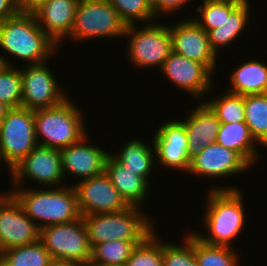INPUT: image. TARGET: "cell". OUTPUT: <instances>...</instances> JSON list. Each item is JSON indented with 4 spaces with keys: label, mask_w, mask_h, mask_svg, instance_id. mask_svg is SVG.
Wrapping results in <instances>:
<instances>
[{
    "label": "cell",
    "mask_w": 267,
    "mask_h": 266,
    "mask_svg": "<svg viewBox=\"0 0 267 266\" xmlns=\"http://www.w3.org/2000/svg\"><path fill=\"white\" fill-rule=\"evenodd\" d=\"M252 166L236 151L225 148L217 142L202 148L191 158L188 169L189 175L197 177L219 179L228 176L240 175ZM249 168V169H248Z\"/></svg>",
    "instance_id": "e0dca14e"
},
{
    "label": "cell",
    "mask_w": 267,
    "mask_h": 266,
    "mask_svg": "<svg viewBox=\"0 0 267 266\" xmlns=\"http://www.w3.org/2000/svg\"><path fill=\"white\" fill-rule=\"evenodd\" d=\"M40 241L54 259L90 263L92 248L82 217L41 228Z\"/></svg>",
    "instance_id": "9c48e42d"
},
{
    "label": "cell",
    "mask_w": 267,
    "mask_h": 266,
    "mask_svg": "<svg viewBox=\"0 0 267 266\" xmlns=\"http://www.w3.org/2000/svg\"><path fill=\"white\" fill-rule=\"evenodd\" d=\"M88 137L86 134L79 142L60 150L65 179L70 173L79 177L80 181L77 182H81L105 172V162L110 152L97 144L93 145Z\"/></svg>",
    "instance_id": "ac0fdd59"
},
{
    "label": "cell",
    "mask_w": 267,
    "mask_h": 266,
    "mask_svg": "<svg viewBox=\"0 0 267 266\" xmlns=\"http://www.w3.org/2000/svg\"><path fill=\"white\" fill-rule=\"evenodd\" d=\"M141 207L129 206L116 213L83 215L91 248L113 240L143 241L155 230L154 218ZM148 215V216H147Z\"/></svg>",
    "instance_id": "277c9868"
},
{
    "label": "cell",
    "mask_w": 267,
    "mask_h": 266,
    "mask_svg": "<svg viewBox=\"0 0 267 266\" xmlns=\"http://www.w3.org/2000/svg\"><path fill=\"white\" fill-rule=\"evenodd\" d=\"M0 192V252L40 240V228L9 193Z\"/></svg>",
    "instance_id": "4fadbf2b"
},
{
    "label": "cell",
    "mask_w": 267,
    "mask_h": 266,
    "mask_svg": "<svg viewBox=\"0 0 267 266\" xmlns=\"http://www.w3.org/2000/svg\"><path fill=\"white\" fill-rule=\"evenodd\" d=\"M105 173L129 206L141 207L143 200H147L150 184L144 178L125 169L111 153L105 162Z\"/></svg>",
    "instance_id": "44dd1931"
},
{
    "label": "cell",
    "mask_w": 267,
    "mask_h": 266,
    "mask_svg": "<svg viewBox=\"0 0 267 266\" xmlns=\"http://www.w3.org/2000/svg\"><path fill=\"white\" fill-rule=\"evenodd\" d=\"M48 0H19L20 10L23 12H32L41 3Z\"/></svg>",
    "instance_id": "74e56055"
},
{
    "label": "cell",
    "mask_w": 267,
    "mask_h": 266,
    "mask_svg": "<svg viewBox=\"0 0 267 266\" xmlns=\"http://www.w3.org/2000/svg\"><path fill=\"white\" fill-rule=\"evenodd\" d=\"M1 161L4 162V159H3L1 151H0V163H1Z\"/></svg>",
    "instance_id": "b9f144b4"
},
{
    "label": "cell",
    "mask_w": 267,
    "mask_h": 266,
    "mask_svg": "<svg viewBox=\"0 0 267 266\" xmlns=\"http://www.w3.org/2000/svg\"><path fill=\"white\" fill-rule=\"evenodd\" d=\"M196 106L190 110V114L188 112L186 119L180 118L186 129L190 158L197 155L202 148L216 142L221 125L217 115L205 101H198Z\"/></svg>",
    "instance_id": "ffe728a7"
},
{
    "label": "cell",
    "mask_w": 267,
    "mask_h": 266,
    "mask_svg": "<svg viewBox=\"0 0 267 266\" xmlns=\"http://www.w3.org/2000/svg\"><path fill=\"white\" fill-rule=\"evenodd\" d=\"M224 92L215 99H206L208 101L205 100V102L215 112L221 123L245 122V96L229 91Z\"/></svg>",
    "instance_id": "4dcf8cb0"
},
{
    "label": "cell",
    "mask_w": 267,
    "mask_h": 266,
    "mask_svg": "<svg viewBox=\"0 0 267 266\" xmlns=\"http://www.w3.org/2000/svg\"><path fill=\"white\" fill-rule=\"evenodd\" d=\"M52 259L40 240L0 252V266H49Z\"/></svg>",
    "instance_id": "4316f807"
},
{
    "label": "cell",
    "mask_w": 267,
    "mask_h": 266,
    "mask_svg": "<svg viewBox=\"0 0 267 266\" xmlns=\"http://www.w3.org/2000/svg\"><path fill=\"white\" fill-rule=\"evenodd\" d=\"M211 186L202 220L208 234L193 231L202 242L210 245L232 247V241L243 232L246 211L241 190L236 187Z\"/></svg>",
    "instance_id": "6da1fadb"
},
{
    "label": "cell",
    "mask_w": 267,
    "mask_h": 266,
    "mask_svg": "<svg viewBox=\"0 0 267 266\" xmlns=\"http://www.w3.org/2000/svg\"><path fill=\"white\" fill-rule=\"evenodd\" d=\"M245 123L260 149L267 148V93L245 95Z\"/></svg>",
    "instance_id": "484cf974"
},
{
    "label": "cell",
    "mask_w": 267,
    "mask_h": 266,
    "mask_svg": "<svg viewBox=\"0 0 267 266\" xmlns=\"http://www.w3.org/2000/svg\"><path fill=\"white\" fill-rule=\"evenodd\" d=\"M251 4L248 0H242L230 12V15L226 16V20L220 28L207 32L210 47L217 56L220 48L229 47L230 44L234 45L233 42L241 38L239 37L241 32L243 34L244 28L246 29L247 24H250L249 21L252 20L250 18Z\"/></svg>",
    "instance_id": "603a6c76"
},
{
    "label": "cell",
    "mask_w": 267,
    "mask_h": 266,
    "mask_svg": "<svg viewBox=\"0 0 267 266\" xmlns=\"http://www.w3.org/2000/svg\"><path fill=\"white\" fill-rule=\"evenodd\" d=\"M108 1L117 10L120 18L127 26L157 21L151 7V0Z\"/></svg>",
    "instance_id": "d6a6232c"
},
{
    "label": "cell",
    "mask_w": 267,
    "mask_h": 266,
    "mask_svg": "<svg viewBox=\"0 0 267 266\" xmlns=\"http://www.w3.org/2000/svg\"><path fill=\"white\" fill-rule=\"evenodd\" d=\"M234 247L210 245L194 235V256L198 266H240Z\"/></svg>",
    "instance_id": "f546056e"
},
{
    "label": "cell",
    "mask_w": 267,
    "mask_h": 266,
    "mask_svg": "<svg viewBox=\"0 0 267 266\" xmlns=\"http://www.w3.org/2000/svg\"><path fill=\"white\" fill-rule=\"evenodd\" d=\"M9 193L40 229L76 221L82 217L75 188L70 184L55 189L13 187Z\"/></svg>",
    "instance_id": "3957f363"
},
{
    "label": "cell",
    "mask_w": 267,
    "mask_h": 266,
    "mask_svg": "<svg viewBox=\"0 0 267 266\" xmlns=\"http://www.w3.org/2000/svg\"><path fill=\"white\" fill-rule=\"evenodd\" d=\"M180 244L163 242V266H198L194 256V234L189 231Z\"/></svg>",
    "instance_id": "836d02e7"
},
{
    "label": "cell",
    "mask_w": 267,
    "mask_h": 266,
    "mask_svg": "<svg viewBox=\"0 0 267 266\" xmlns=\"http://www.w3.org/2000/svg\"><path fill=\"white\" fill-rule=\"evenodd\" d=\"M150 145L137 138L132 139L122 146L119 153H111V155L122 164L125 169H128L132 174L144 178L149 184H151V172L155 166L156 152L154 145ZM155 159V161H154ZM154 162V163H153Z\"/></svg>",
    "instance_id": "d4e9b609"
},
{
    "label": "cell",
    "mask_w": 267,
    "mask_h": 266,
    "mask_svg": "<svg viewBox=\"0 0 267 266\" xmlns=\"http://www.w3.org/2000/svg\"><path fill=\"white\" fill-rule=\"evenodd\" d=\"M216 142L239 153L252 168L261 158L258 150L259 144L252 137L245 122L221 123Z\"/></svg>",
    "instance_id": "cb8c5ba5"
},
{
    "label": "cell",
    "mask_w": 267,
    "mask_h": 266,
    "mask_svg": "<svg viewBox=\"0 0 267 266\" xmlns=\"http://www.w3.org/2000/svg\"><path fill=\"white\" fill-rule=\"evenodd\" d=\"M59 48L39 27L32 12L20 11L0 23V49L12 55L11 59L16 57L27 65L40 64L50 60Z\"/></svg>",
    "instance_id": "7a4b0ae2"
},
{
    "label": "cell",
    "mask_w": 267,
    "mask_h": 266,
    "mask_svg": "<svg viewBox=\"0 0 267 266\" xmlns=\"http://www.w3.org/2000/svg\"><path fill=\"white\" fill-rule=\"evenodd\" d=\"M242 0H203L202 5L197 6L198 15L191 18L205 31L220 28L225 22L226 16L241 2Z\"/></svg>",
    "instance_id": "f1b7e54d"
},
{
    "label": "cell",
    "mask_w": 267,
    "mask_h": 266,
    "mask_svg": "<svg viewBox=\"0 0 267 266\" xmlns=\"http://www.w3.org/2000/svg\"><path fill=\"white\" fill-rule=\"evenodd\" d=\"M156 22L142 24L144 27L139 29L138 24L126 27L124 40L128 38V43L124 52H127L126 57L135 68L157 67L160 70L172 52L169 25Z\"/></svg>",
    "instance_id": "8992f818"
},
{
    "label": "cell",
    "mask_w": 267,
    "mask_h": 266,
    "mask_svg": "<svg viewBox=\"0 0 267 266\" xmlns=\"http://www.w3.org/2000/svg\"><path fill=\"white\" fill-rule=\"evenodd\" d=\"M19 0H0V23L20 12Z\"/></svg>",
    "instance_id": "8d00e7d4"
},
{
    "label": "cell",
    "mask_w": 267,
    "mask_h": 266,
    "mask_svg": "<svg viewBox=\"0 0 267 266\" xmlns=\"http://www.w3.org/2000/svg\"><path fill=\"white\" fill-rule=\"evenodd\" d=\"M49 266H91L90 263L70 260L52 259Z\"/></svg>",
    "instance_id": "f35d334b"
},
{
    "label": "cell",
    "mask_w": 267,
    "mask_h": 266,
    "mask_svg": "<svg viewBox=\"0 0 267 266\" xmlns=\"http://www.w3.org/2000/svg\"><path fill=\"white\" fill-rule=\"evenodd\" d=\"M1 51V50H0ZM13 66L12 62H10V60L5 57V55H1L0 54V71L6 66Z\"/></svg>",
    "instance_id": "60d3db41"
},
{
    "label": "cell",
    "mask_w": 267,
    "mask_h": 266,
    "mask_svg": "<svg viewBox=\"0 0 267 266\" xmlns=\"http://www.w3.org/2000/svg\"><path fill=\"white\" fill-rule=\"evenodd\" d=\"M10 109L11 108L8 105H6L3 102H0V123L3 120V118L7 115Z\"/></svg>",
    "instance_id": "ab89813d"
},
{
    "label": "cell",
    "mask_w": 267,
    "mask_h": 266,
    "mask_svg": "<svg viewBox=\"0 0 267 266\" xmlns=\"http://www.w3.org/2000/svg\"><path fill=\"white\" fill-rule=\"evenodd\" d=\"M231 72L230 87L226 91L243 96L267 93V64L261 60L247 59Z\"/></svg>",
    "instance_id": "7402d4cb"
},
{
    "label": "cell",
    "mask_w": 267,
    "mask_h": 266,
    "mask_svg": "<svg viewBox=\"0 0 267 266\" xmlns=\"http://www.w3.org/2000/svg\"><path fill=\"white\" fill-rule=\"evenodd\" d=\"M155 231L134 247L126 266H163V240Z\"/></svg>",
    "instance_id": "1f68e13d"
},
{
    "label": "cell",
    "mask_w": 267,
    "mask_h": 266,
    "mask_svg": "<svg viewBox=\"0 0 267 266\" xmlns=\"http://www.w3.org/2000/svg\"><path fill=\"white\" fill-rule=\"evenodd\" d=\"M81 112L70 97L58 106L34 110L38 145L61 150L79 142L88 132Z\"/></svg>",
    "instance_id": "5b68a950"
},
{
    "label": "cell",
    "mask_w": 267,
    "mask_h": 266,
    "mask_svg": "<svg viewBox=\"0 0 267 266\" xmlns=\"http://www.w3.org/2000/svg\"><path fill=\"white\" fill-rule=\"evenodd\" d=\"M49 61L40 64H28L21 68L22 101L21 107L29 110L52 108L69 98L63 87L57 83ZM47 63V64H46ZM48 67V68H47ZM61 88V89H60Z\"/></svg>",
    "instance_id": "30bf717a"
},
{
    "label": "cell",
    "mask_w": 267,
    "mask_h": 266,
    "mask_svg": "<svg viewBox=\"0 0 267 266\" xmlns=\"http://www.w3.org/2000/svg\"><path fill=\"white\" fill-rule=\"evenodd\" d=\"M173 25H169L172 39V51L191 60L205 64L213 73H217L219 56L211 49L208 34L189 15ZM179 22V23H178Z\"/></svg>",
    "instance_id": "2e32d148"
},
{
    "label": "cell",
    "mask_w": 267,
    "mask_h": 266,
    "mask_svg": "<svg viewBox=\"0 0 267 266\" xmlns=\"http://www.w3.org/2000/svg\"><path fill=\"white\" fill-rule=\"evenodd\" d=\"M160 72L182 92L186 91L196 101L204 99V96L213 91V72L202 63L191 60L187 57L170 53L164 61Z\"/></svg>",
    "instance_id": "7c38bea8"
},
{
    "label": "cell",
    "mask_w": 267,
    "mask_h": 266,
    "mask_svg": "<svg viewBox=\"0 0 267 266\" xmlns=\"http://www.w3.org/2000/svg\"><path fill=\"white\" fill-rule=\"evenodd\" d=\"M127 25L108 0H80L70 34L71 41L124 38Z\"/></svg>",
    "instance_id": "52a82bcc"
},
{
    "label": "cell",
    "mask_w": 267,
    "mask_h": 266,
    "mask_svg": "<svg viewBox=\"0 0 267 266\" xmlns=\"http://www.w3.org/2000/svg\"><path fill=\"white\" fill-rule=\"evenodd\" d=\"M37 145L34 111L11 108L0 123V151L10 175Z\"/></svg>",
    "instance_id": "ba28073f"
},
{
    "label": "cell",
    "mask_w": 267,
    "mask_h": 266,
    "mask_svg": "<svg viewBox=\"0 0 267 266\" xmlns=\"http://www.w3.org/2000/svg\"><path fill=\"white\" fill-rule=\"evenodd\" d=\"M164 123L155 129L151 141L155 148L156 161L162 168L187 173L191 158L188 154L186 129L179 119H171Z\"/></svg>",
    "instance_id": "9a60e30c"
},
{
    "label": "cell",
    "mask_w": 267,
    "mask_h": 266,
    "mask_svg": "<svg viewBox=\"0 0 267 266\" xmlns=\"http://www.w3.org/2000/svg\"><path fill=\"white\" fill-rule=\"evenodd\" d=\"M191 1L193 0H151V7L158 19L164 13L169 16V14L177 13L176 11H183L181 8H184V5Z\"/></svg>",
    "instance_id": "d590c367"
},
{
    "label": "cell",
    "mask_w": 267,
    "mask_h": 266,
    "mask_svg": "<svg viewBox=\"0 0 267 266\" xmlns=\"http://www.w3.org/2000/svg\"><path fill=\"white\" fill-rule=\"evenodd\" d=\"M107 266H126V265H107Z\"/></svg>",
    "instance_id": "7bdbcfd3"
},
{
    "label": "cell",
    "mask_w": 267,
    "mask_h": 266,
    "mask_svg": "<svg viewBox=\"0 0 267 266\" xmlns=\"http://www.w3.org/2000/svg\"><path fill=\"white\" fill-rule=\"evenodd\" d=\"M21 101L22 76L20 66L6 65L0 71V102L5 103L10 108H19Z\"/></svg>",
    "instance_id": "e575fe53"
},
{
    "label": "cell",
    "mask_w": 267,
    "mask_h": 266,
    "mask_svg": "<svg viewBox=\"0 0 267 266\" xmlns=\"http://www.w3.org/2000/svg\"><path fill=\"white\" fill-rule=\"evenodd\" d=\"M11 187H23L26 180H33L42 188L65 186L61 153L53 149L37 145L26 157L12 169ZM24 180V181H23Z\"/></svg>",
    "instance_id": "8fae6325"
},
{
    "label": "cell",
    "mask_w": 267,
    "mask_h": 266,
    "mask_svg": "<svg viewBox=\"0 0 267 266\" xmlns=\"http://www.w3.org/2000/svg\"><path fill=\"white\" fill-rule=\"evenodd\" d=\"M142 241L113 240L92 248L91 266L126 265L134 247Z\"/></svg>",
    "instance_id": "83f0119b"
},
{
    "label": "cell",
    "mask_w": 267,
    "mask_h": 266,
    "mask_svg": "<svg viewBox=\"0 0 267 266\" xmlns=\"http://www.w3.org/2000/svg\"><path fill=\"white\" fill-rule=\"evenodd\" d=\"M71 186L75 188L81 216L116 213L129 207L105 172L96 177L75 182Z\"/></svg>",
    "instance_id": "5bb4252c"
},
{
    "label": "cell",
    "mask_w": 267,
    "mask_h": 266,
    "mask_svg": "<svg viewBox=\"0 0 267 266\" xmlns=\"http://www.w3.org/2000/svg\"><path fill=\"white\" fill-rule=\"evenodd\" d=\"M79 1L48 0L32 11L39 27L58 46L70 37Z\"/></svg>",
    "instance_id": "d6986e66"
}]
</instances>
